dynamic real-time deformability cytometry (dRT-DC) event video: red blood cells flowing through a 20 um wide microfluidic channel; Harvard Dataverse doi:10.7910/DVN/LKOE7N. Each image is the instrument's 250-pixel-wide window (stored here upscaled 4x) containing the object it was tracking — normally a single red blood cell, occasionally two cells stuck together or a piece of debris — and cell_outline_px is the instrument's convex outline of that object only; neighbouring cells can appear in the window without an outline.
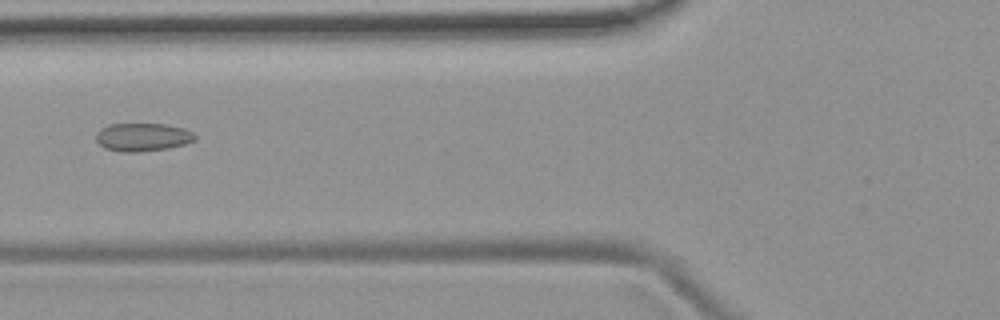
{"species": "common noctule bat (a hibernating species)", "species_latin": "Nyctalus noctula", "temperature_condition": "room temperature", "stored_images_in_passage": 6, "camera_frame_rate_fps": 3000, "um_per_image_px": 0.085, "animal": {"sex": "female", "body_mass_g": 19.9}, "frame": {"image": 1, "passage_image": 5, "time_ms": 5.667, "image_size_px": [1000, 320], "cell_outline_px": [[196, 140], [184, 144], [168, 148], [140, 152], [120, 152], [104, 148], [96, 140], [96, 132], [100, 128], [108, 124], [168, 124], [184, 128], [192, 132], [196, 136]], "centroid_in_image_um": [12.11, 11.65], "position_along_channel_um": 113.7, "area_um2": 16.42}}
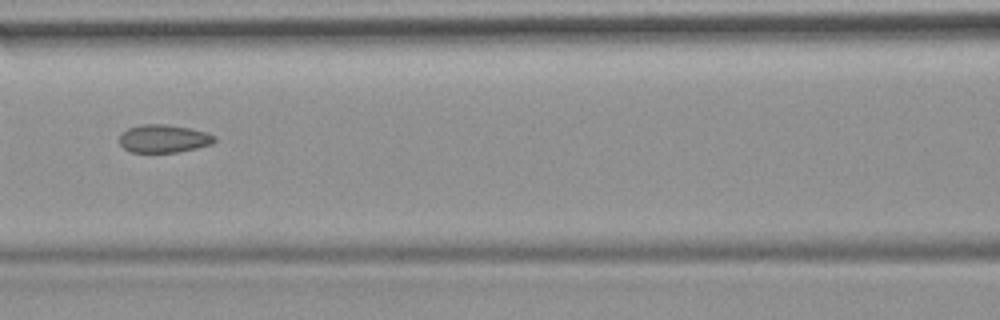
{"frame": {"image": 2, "passage_image": 6, "time_ms": 6.667, "image_size_px": [1000, 320], "cell_outline_px": [[216, 140], [212, 144], [196, 148], [176, 152], [128, 152], [120, 144], [120, 136], [128, 128], [140, 124], [164, 124], [192, 128], [208, 132], [216, 136]], "centroid_in_image_um": [13.94, 11.77], "position_along_channel_um": 152.7, "area_um2": 15.61}}